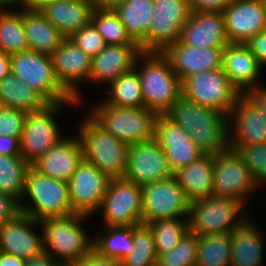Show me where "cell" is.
I'll return each mask as SVG.
<instances>
[{"mask_svg": "<svg viewBox=\"0 0 266 266\" xmlns=\"http://www.w3.org/2000/svg\"><path fill=\"white\" fill-rule=\"evenodd\" d=\"M166 116L184 129L204 154H219L229 149V117L194 103L183 95Z\"/></svg>", "mask_w": 266, "mask_h": 266, "instance_id": "obj_1", "label": "cell"}, {"mask_svg": "<svg viewBox=\"0 0 266 266\" xmlns=\"http://www.w3.org/2000/svg\"><path fill=\"white\" fill-rule=\"evenodd\" d=\"M141 69H136L141 81L145 107L157 115H166L182 96V81L172 70L162 52H143Z\"/></svg>", "mask_w": 266, "mask_h": 266, "instance_id": "obj_2", "label": "cell"}, {"mask_svg": "<svg viewBox=\"0 0 266 266\" xmlns=\"http://www.w3.org/2000/svg\"><path fill=\"white\" fill-rule=\"evenodd\" d=\"M80 126L78 137L84 160L110 179L124 178L129 145L118 140L90 115Z\"/></svg>", "mask_w": 266, "mask_h": 266, "instance_id": "obj_3", "label": "cell"}, {"mask_svg": "<svg viewBox=\"0 0 266 266\" xmlns=\"http://www.w3.org/2000/svg\"><path fill=\"white\" fill-rule=\"evenodd\" d=\"M85 218L72 213L40 221L45 254L62 263H75L85 257L93 249L92 238L81 228Z\"/></svg>", "mask_w": 266, "mask_h": 266, "instance_id": "obj_4", "label": "cell"}, {"mask_svg": "<svg viewBox=\"0 0 266 266\" xmlns=\"http://www.w3.org/2000/svg\"><path fill=\"white\" fill-rule=\"evenodd\" d=\"M91 116L109 133L127 145L150 141L154 138L158 115L143 108L117 107L101 102Z\"/></svg>", "mask_w": 266, "mask_h": 266, "instance_id": "obj_5", "label": "cell"}, {"mask_svg": "<svg viewBox=\"0 0 266 266\" xmlns=\"http://www.w3.org/2000/svg\"><path fill=\"white\" fill-rule=\"evenodd\" d=\"M26 195L30 197L33 206L21 204L20 212L36 221L73 213L68 182L45 176L32 166L26 175L23 197Z\"/></svg>", "mask_w": 266, "mask_h": 266, "instance_id": "obj_6", "label": "cell"}, {"mask_svg": "<svg viewBox=\"0 0 266 266\" xmlns=\"http://www.w3.org/2000/svg\"><path fill=\"white\" fill-rule=\"evenodd\" d=\"M243 208L244 205L235 199L214 195L191 201L189 232L196 235L230 234L247 218L245 213L244 216L240 214Z\"/></svg>", "mask_w": 266, "mask_h": 266, "instance_id": "obj_7", "label": "cell"}, {"mask_svg": "<svg viewBox=\"0 0 266 266\" xmlns=\"http://www.w3.org/2000/svg\"><path fill=\"white\" fill-rule=\"evenodd\" d=\"M11 73L48 103L76 102L57 80L50 55L31 50L10 55Z\"/></svg>", "mask_w": 266, "mask_h": 266, "instance_id": "obj_8", "label": "cell"}, {"mask_svg": "<svg viewBox=\"0 0 266 266\" xmlns=\"http://www.w3.org/2000/svg\"><path fill=\"white\" fill-rule=\"evenodd\" d=\"M182 95L229 116L241 93L230 83L221 67L186 77L182 81Z\"/></svg>", "mask_w": 266, "mask_h": 266, "instance_id": "obj_9", "label": "cell"}, {"mask_svg": "<svg viewBox=\"0 0 266 266\" xmlns=\"http://www.w3.org/2000/svg\"><path fill=\"white\" fill-rule=\"evenodd\" d=\"M66 104L79 105L77 102L49 103L40 110L27 113L20 145L21 157L30 165L64 138L54 117Z\"/></svg>", "mask_w": 266, "mask_h": 266, "instance_id": "obj_10", "label": "cell"}, {"mask_svg": "<svg viewBox=\"0 0 266 266\" xmlns=\"http://www.w3.org/2000/svg\"><path fill=\"white\" fill-rule=\"evenodd\" d=\"M190 201L174 176L142 187V223L189 217Z\"/></svg>", "mask_w": 266, "mask_h": 266, "instance_id": "obj_11", "label": "cell"}, {"mask_svg": "<svg viewBox=\"0 0 266 266\" xmlns=\"http://www.w3.org/2000/svg\"><path fill=\"white\" fill-rule=\"evenodd\" d=\"M106 226L142 223V187L124 178L110 179L101 202Z\"/></svg>", "mask_w": 266, "mask_h": 266, "instance_id": "obj_12", "label": "cell"}, {"mask_svg": "<svg viewBox=\"0 0 266 266\" xmlns=\"http://www.w3.org/2000/svg\"><path fill=\"white\" fill-rule=\"evenodd\" d=\"M153 16L147 34V52H162L180 39L192 12L188 0H153Z\"/></svg>", "mask_w": 266, "mask_h": 266, "instance_id": "obj_13", "label": "cell"}, {"mask_svg": "<svg viewBox=\"0 0 266 266\" xmlns=\"http://www.w3.org/2000/svg\"><path fill=\"white\" fill-rule=\"evenodd\" d=\"M256 187L251 172L235 151L228 149L214 155L212 195L232 198L246 205V196Z\"/></svg>", "mask_w": 266, "mask_h": 266, "instance_id": "obj_14", "label": "cell"}, {"mask_svg": "<svg viewBox=\"0 0 266 266\" xmlns=\"http://www.w3.org/2000/svg\"><path fill=\"white\" fill-rule=\"evenodd\" d=\"M109 181L107 175L83 159L68 181L72 212L89 217L99 210Z\"/></svg>", "mask_w": 266, "mask_h": 266, "instance_id": "obj_15", "label": "cell"}, {"mask_svg": "<svg viewBox=\"0 0 266 266\" xmlns=\"http://www.w3.org/2000/svg\"><path fill=\"white\" fill-rule=\"evenodd\" d=\"M172 176L165 152L154 138L129 146L124 179L143 187Z\"/></svg>", "mask_w": 266, "mask_h": 266, "instance_id": "obj_16", "label": "cell"}, {"mask_svg": "<svg viewBox=\"0 0 266 266\" xmlns=\"http://www.w3.org/2000/svg\"><path fill=\"white\" fill-rule=\"evenodd\" d=\"M54 74L61 86L81 104L78 84L90 79L91 58L68 38L51 55ZM79 90V91H78Z\"/></svg>", "mask_w": 266, "mask_h": 266, "instance_id": "obj_17", "label": "cell"}, {"mask_svg": "<svg viewBox=\"0 0 266 266\" xmlns=\"http://www.w3.org/2000/svg\"><path fill=\"white\" fill-rule=\"evenodd\" d=\"M221 12L230 43L245 44L266 30V12L261 0H231Z\"/></svg>", "mask_w": 266, "mask_h": 266, "instance_id": "obj_18", "label": "cell"}, {"mask_svg": "<svg viewBox=\"0 0 266 266\" xmlns=\"http://www.w3.org/2000/svg\"><path fill=\"white\" fill-rule=\"evenodd\" d=\"M37 225L39 221L20 212L0 227V251L25 261L43 255V235L40 237L32 230Z\"/></svg>", "mask_w": 266, "mask_h": 266, "instance_id": "obj_19", "label": "cell"}, {"mask_svg": "<svg viewBox=\"0 0 266 266\" xmlns=\"http://www.w3.org/2000/svg\"><path fill=\"white\" fill-rule=\"evenodd\" d=\"M154 139L163 148L173 172L190 165L204 155L192 142L188 133L166 115H158L156 118Z\"/></svg>", "mask_w": 266, "mask_h": 266, "instance_id": "obj_20", "label": "cell"}, {"mask_svg": "<svg viewBox=\"0 0 266 266\" xmlns=\"http://www.w3.org/2000/svg\"><path fill=\"white\" fill-rule=\"evenodd\" d=\"M232 116L234 125L229 123L228 128L229 149L236 152L241 146L266 142V122L256 105L245 94H241L237 98L236 104L228 116L229 119ZM232 131L234 136L232 133L230 134ZM232 136L233 138H230Z\"/></svg>", "mask_w": 266, "mask_h": 266, "instance_id": "obj_21", "label": "cell"}, {"mask_svg": "<svg viewBox=\"0 0 266 266\" xmlns=\"http://www.w3.org/2000/svg\"><path fill=\"white\" fill-rule=\"evenodd\" d=\"M224 48H199L177 41L162 53L178 78L183 81L192 74L204 73L222 67Z\"/></svg>", "mask_w": 266, "mask_h": 266, "instance_id": "obj_22", "label": "cell"}, {"mask_svg": "<svg viewBox=\"0 0 266 266\" xmlns=\"http://www.w3.org/2000/svg\"><path fill=\"white\" fill-rule=\"evenodd\" d=\"M180 43L199 48H225L227 37L220 11H192L180 32Z\"/></svg>", "mask_w": 266, "mask_h": 266, "instance_id": "obj_23", "label": "cell"}, {"mask_svg": "<svg viewBox=\"0 0 266 266\" xmlns=\"http://www.w3.org/2000/svg\"><path fill=\"white\" fill-rule=\"evenodd\" d=\"M62 138L31 166L39 173L68 182L84 159L79 137Z\"/></svg>", "mask_w": 266, "mask_h": 266, "instance_id": "obj_24", "label": "cell"}, {"mask_svg": "<svg viewBox=\"0 0 266 266\" xmlns=\"http://www.w3.org/2000/svg\"><path fill=\"white\" fill-rule=\"evenodd\" d=\"M261 67L246 44L229 43L224 48L222 68L230 83L241 94L259 87L256 80Z\"/></svg>", "mask_w": 266, "mask_h": 266, "instance_id": "obj_25", "label": "cell"}, {"mask_svg": "<svg viewBox=\"0 0 266 266\" xmlns=\"http://www.w3.org/2000/svg\"><path fill=\"white\" fill-rule=\"evenodd\" d=\"M142 52L138 45H106L91 58L89 81L111 83L134 68L136 58Z\"/></svg>", "mask_w": 266, "mask_h": 266, "instance_id": "obj_26", "label": "cell"}, {"mask_svg": "<svg viewBox=\"0 0 266 266\" xmlns=\"http://www.w3.org/2000/svg\"><path fill=\"white\" fill-rule=\"evenodd\" d=\"M92 0H57L46 4L40 12L65 38L91 21Z\"/></svg>", "mask_w": 266, "mask_h": 266, "instance_id": "obj_27", "label": "cell"}, {"mask_svg": "<svg viewBox=\"0 0 266 266\" xmlns=\"http://www.w3.org/2000/svg\"><path fill=\"white\" fill-rule=\"evenodd\" d=\"M111 9L125 26L131 40L147 52V34L154 14L153 0H125Z\"/></svg>", "mask_w": 266, "mask_h": 266, "instance_id": "obj_28", "label": "cell"}, {"mask_svg": "<svg viewBox=\"0 0 266 266\" xmlns=\"http://www.w3.org/2000/svg\"><path fill=\"white\" fill-rule=\"evenodd\" d=\"M213 165L214 155L204 154L190 165L173 172L190 202L208 198L213 194Z\"/></svg>", "mask_w": 266, "mask_h": 266, "instance_id": "obj_29", "label": "cell"}, {"mask_svg": "<svg viewBox=\"0 0 266 266\" xmlns=\"http://www.w3.org/2000/svg\"><path fill=\"white\" fill-rule=\"evenodd\" d=\"M250 219L244 221L230 233L231 265L262 266L263 242L260 231Z\"/></svg>", "mask_w": 266, "mask_h": 266, "instance_id": "obj_30", "label": "cell"}, {"mask_svg": "<svg viewBox=\"0 0 266 266\" xmlns=\"http://www.w3.org/2000/svg\"><path fill=\"white\" fill-rule=\"evenodd\" d=\"M23 28L29 50L37 53L51 55L65 39L40 10L23 9Z\"/></svg>", "mask_w": 266, "mask_h": 266, "instance_id": "obj_31", "label": "cell"}, {"mask_svg": "<svg viewBox=\"0 0 266 266\" xmlns=\"http://www.w3.org/2000/svg\"><path fill=\"white\" fill-rule=\"evenodd\" d=\"M0 99L5 108L26 113L44 108L49 104L38 92L10 73L0 80Z\"/></svg>", "mask_w": 266, "mask_h": 266, "instance_id": "obj_32", "label": "cell"}, {"mask_svg": "<svg viewBox=\"0 0 266 266\" xmlns=\"http://www.w3.org/2000/svg\"><path fill=\"white\" fill-rule=\"evenodd\" d=\"M141 56V57H140ZM142 58V52L136 58L134 68L119 76L110 83L111 93L103 102L117 107L143 108L145 102L142 96L141 81L136 70L137 62Z\"/></svg>", "mask_w": 266, "mask_h": 266, "instance_id": "obj_33", "label": "cell"}, {"mask_svg": "<svg viewBox=\"0 0 266 266\" xmlns=\"http://www.w3.org/2000/svg\"><path fill=\"white\" fill-rule=\"evenodd\" d=\"M0 49L9 55L29 50L23 28V10L0 11Z\"/></svg>", "mask_w": 266, "mask_h": 266, "instance_id": "obj_34", "label": "cell"}, {"mask_svg": "<svg viewBox=\"0 0 266 266\" xmlns=\"http://www.w3.org/2000/svg\"><path fill=\"white\" fill-rule=\"evenodd\" d=\"M230 234L198 235L195 266H230Z\"/></svg>", "mask_w": 266, "mask_h": 266, "instance_id": "obj_35", "label": "cell"}, {"mask_svg": "<svg viewBox=\"0 0 266 266\" xmlns=\"http://www.w3.org/2000/svg\"><path fill=\"white\" fill-rule=\"evenodd\" d=\"M30 167L21 156L0 155V191L22 202Z\"/></svg>", "mask_w": 266, "mask_h": 266, "instance_id": "obj_36", "label": "cell"}, {"mask_svg": "<svg viewBox=\"0 0 266 266\" xmlns=\"http://www.w3.org/2000/svg\"><path fill=\"white\" fill-rule=\"evenodd\" d=\"M105 235L93 239V249L101 256L121 261L132 252L133 226H107Z\"/></svg>", "mask_w": 266, "mask_h": 266, "instance_id": "obj_37", "label": "cell"}, {"mask_svg": "<svg viewBox=\"0 0 266 266\" xmlns=\"http://www.w3.org/2000/svg\"><path fill=\"white\" fill-rule=\"evenodd\" d=\"M157 265L154 235L148 224L133 226L132 252L120 261V266Z\"/></svg>", "mask_w": 266, "mask_h": 266, "instance_id": "obj_38", "label": "cell"}, {"mask_svg": "<svg viewBox=\"0 0 266 266\" xmlns=\"http://www.w3.org/2000/svg\"><path fill=\"white\" fill-rule=\"evenodd\" d=\"M185 220L182 222L180 218L158 219L148 223L154 235L157 257L177 247L180 240L189 232L188 218Z\"/></svg>", "mask_w": 266, "mask_h": 266, "instance_id": "obj_39", "label": "cell"}, {"mask_svg": "<svg viewBox=\"0 0 266 266\" xmlns=\"http://www.w3.org/2000/svg\"><path fill=\"white\" fill-rule=\"evenodd\" d=\"M91 22L102 35L106 45H137L128 36L125 26L111 8L94 7Z\"/></svg>", "mask_w": 266, "mask_h": 266, "instance_id": "obj_40", "label": "cell"}, {"mask_svg": "<svg viewBox=\"0 0 266 266\" xmlns=\"http://www.w3.org/2000/svg\"><path fill=\"white\" fill-rule=\"evenodd\" d=\"M198 235L188 232L177 247L157 257L158 266H195L197 260Z\"/></svg>", "mask_w": 266, "mask_h": 266, "instance_id": "obj_41", "label": "cell"}, {"mask_svg": "<svg viewBox=\"0 0 266 266\" xmlns=\"http://www.w3.org/2000/svg\"><path fill=\"white\" fill-rule=\"evenodd\" d=\"M236 153L248 167L256 184L258 186L260 183L266 184V142L258 145L241 146Z\"/></svg>", "mask_w": 266, "mask_h": 266, "instance_id": "obj_42", "label": "cell"}, {"mask_svg": "<svg viewBox=\"0 0 266 266\" xmlns=\"http://www.w3.org/2000/svg\"><path fill=\"white\" fill-rule=\"evenodd\" d=\"M68 39L90 57L98 55L106 46L102 35L91 21Z\"/></svg>", "mask_w": 266, "mask_h": 266, "instance_id": "obj_43", "label": "cell"}, {"mask_svg": "<svg viewBox=\"0 0 266 266\" xmlns=\"http://www.w3.org/2000/svg\"><path fill=\"white\" fill-rule=\"evenodd\" d=\"M27 113L13 108H5L0 114V135L21 137Z\"/></svg>", "mask_w": 266, "mask_h": 266, "instance_id": "obj_44", "label": "cell"}, {"mask_svg": "<svg viewBox=\"0 0 266 266\" xmlns=\"http://www.w3.org/2000/svg\"><path fill=\"white\" fill-rule=\"evenodd\" d=\"M21 203L0 191V227L20 213Z\"/></svg>", "mask_w": 266, "mask_h": 266, "instance_id": "obj_45", "label": "cell"}, {"mask_svg": "<svg viewBox=\"0 0 266 266\" xmlns=\"http://www.w3.org/2000/svg\"><path fill=\"white\" fill-rule=\"evenodd\" d=\"M261 66L266 65V30L259 32L245 43Z\"/></svg>", "mask_w": 266, "mask_h": 266, "instance_id": "obj_46", "label": "cell"}, {"mask_svg": "<svg viewBox=\"0 0 266 266\" xmlns=\"http://www.w3.org/2000/svg\"><path fill=\"white\" fill-rule=\"evenodd\" d=\"M73 266H120V261L101 256L97 251L92 249L81 260L73 263Z\"/></svg>", "mask_w": 266, "mask_h": 266, "instance_id": "obj_47", "label": "cell"}, {"mask_svg": "<svg viewBox=\"0 0 266 266\" xmlns=\"http://www.w3.org/2000/svg\"><path fill=\"white\" fill-rule=\"evenodd\" d=\"M192 11H222L231 0H188Z\"/></svg>", "mask_w": 266, "mask_h": 266, "instance_id": "obj_48", "label": "cell"}, {"mask_svg": "<svg viewBox=\"0 0 266 266\" xmlns=\"http://www.w3.org/2000/svg\"><path fill=\"white\" fill-rule=\"evenodd\" d=\"M21 137L0 135V155L21 156Z\"/></svg>", "mask_w": 266, "mask_h": 266, "instance_id": "obj_49", "label": "cell"}, {"mask_svg": "<svg viewBox=\"0 0 266 266\" xmlns=\"http://www.w3.org/2000/svg\"><path fill=\"white\" fill-rule=\"evenodd\" d=\"M245 95L256 105L266 122V88L258 87L245 92Z\"/></svg>", "mask_w": 266, "mask_h": 266, "instance_id": "obj_50", "label": "cell"}, {"mask_svg": "<svg viewBox=\"0 0 266 266\" xmlns=\"http://www.w3.org/2000/svg\"><path fill=\"white\" fill-rule=\"evenodd\" d=\"M25 263L21 258L0 251V266H25Z\"/></svg>", "mask_w": 266, "mask_h": 266, "instance_id": "obj_51", "label": "cell"}, {"mask_svg": "<svg viewBox=\"0 0 266 266\" xmlns=\"http://www.w3.org/2000/svg\"><path fill=\"white\" fill-rule=\"evenodd\" d=\"M10 55L0 49V80L11 73Z\"/></svg>", "mask_w": 266, "mask_h": 266, "instance_id": "obj_52", "label": "cell"}, {"mask_svg": "<svg viewBox=\"0 0 266 266\" xmlns=\"http://www.w3.org/2000/svg\"><path fill=\"white\" fill-rule=\"evenodd\" d=\"M55 263L53 258L44 253L40 257L26 261L25 266H53Z\"/></svg>", "mask_w": 266, "mask_h": 266, "instance_id": "obj_53", "label": "cell"}, {"mask_svg": "<svg viewBox=\"0 0 266 266\" xmlns=\"http://www.w3.org/2000/svg\"><path fill=\"white\" fill-rule=\"evenodd\" d=\"M55 1L57 0H21V5L24 7L23 9L40 10L46 4H49Z\"/></svg>", "mask_w": 266, "mask_h": 266, "instance_id": "obj_54", "label": "cell"}, {"mask_svg": "<svg viewBox=\"0 0 266 266\" xmlns=\"http://www.w3.org/2000/svg\"><path fill=\"white\" fill-rule=\"evenodd\" d=\"M124 1L125 0H92L96 8H112L114 5Z\"/></svg>", "mask_w": 266, "mask_h": 266, "instance_id": "obj_55", "label": "cell"}, {"mask_svg": "<svg viewBox=\"0 0 266 266\" xmlns=\"http://www.w3.org/2000/svg\"><path fill=\"white\" fill-rule=\"evenodd\" d=\"M19 3L21 4V0H0V11L5 10L4 6H10V4L14 6V4L17 5Z\"/></svg>", "mask_w": 266, "mask_h": 266, "instance_id": "obj_56", "label": "cell"}, {"mask_svg": "<svg viewBox=\"0 0 266 266\" xmlns=\"http://www.w3.org/2000/svg\"><path fill=\"white\" fill-rule=\"evenodd\" d=\"M53 266H73V263L56 262Z\"/></svg>", "mask_w": 266, "mask_h": 266, "instance_id": "obj_57", "label": "cell"}, {"mask_svg": "<svg viewBox=\"0 0 266 266\" xmlns=\"http://www.w3.org/2000/svg\"><path fill=\"white\" fill-rule=\"evenodd\" d=\"M5 109L4 103L3 101L0 99V114L2 113V111Z\"/></svg>", "mask_w": 266, "mask_h": 266, "instance_id": "obj_58", "label": "cell"}, {"mask_svg": "<svg viewBox=\"0 0 266 266\" xmlns=\"http://www.w3.org/2000/svg\"><path fill=\"white\" fill-rule=\"evenodd\" d=\"M262 1V4H263V7H264V11L266 12V0H261Z\"/></svg>", "mask_w": 266, "mask_h": 266, "instance_id": "obj_59", "label": "cell"}]
</instances>
